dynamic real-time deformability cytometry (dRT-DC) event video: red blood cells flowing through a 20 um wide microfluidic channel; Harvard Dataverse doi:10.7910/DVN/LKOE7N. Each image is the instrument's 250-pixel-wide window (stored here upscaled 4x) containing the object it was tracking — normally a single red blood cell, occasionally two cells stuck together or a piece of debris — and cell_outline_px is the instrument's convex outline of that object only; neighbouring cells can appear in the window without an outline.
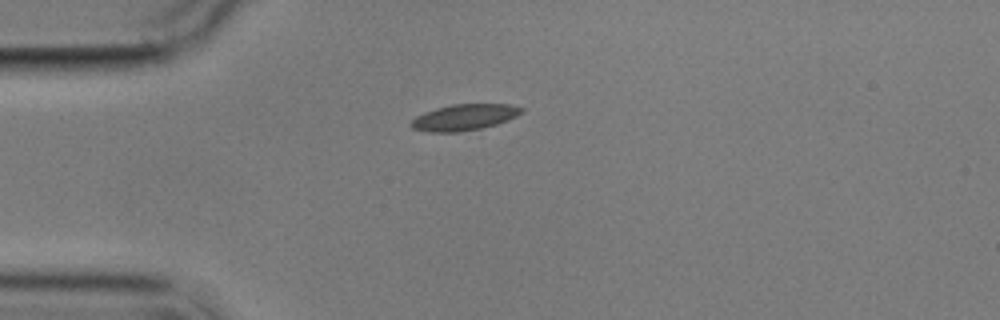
{"species": "common noctule bat (a hibernating species)", "species_latin": "Nyctalus noctula", "temperature_condition": "cold", "stored_images_in_passage": 1, "camera_frame_rate_fps": 3000, "um_per_image_px": 0.085, "animal": {"sex": "male", "body_mass_g": 17.9}, "frame": {"image": 1, "passage_image": 1, "time_ms": 0.0, "image_size_px": [1000, 320], "cell_outline_px": [[524, 112], [508, 120], [496, 124], [480, 128], [456, 132], [432, 132], [412, 128], [408, 124], [416, 116], [424, 112], [436, 108], [452, 104], [508, 104], [524, 108]], "centroid_in_image_um": [39.46, 9.96], "position_along_channel_um": 45.5, "area_um2": 16.76}}